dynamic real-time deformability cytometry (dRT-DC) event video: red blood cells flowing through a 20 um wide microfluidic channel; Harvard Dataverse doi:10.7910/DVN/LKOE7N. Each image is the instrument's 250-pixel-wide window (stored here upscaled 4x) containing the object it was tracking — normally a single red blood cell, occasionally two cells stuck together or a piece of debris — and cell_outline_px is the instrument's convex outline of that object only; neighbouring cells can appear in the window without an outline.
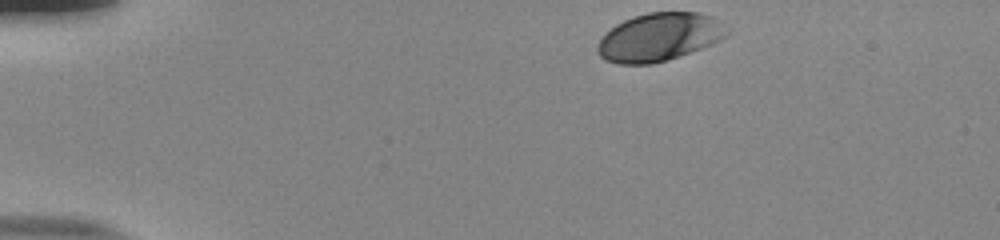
{"species": "human", "species_latin": "Homo sapiens", "temperature_condition": "room temperature", "stored_images_in_passage": 38, "camera_frame_rate_fps": 3000, "um_per_image_px": 0.085, "donor": {"sex": "male"}, "frame": {"image": 1, "passage_image": 1, "time_ms": 0.0, "image_size_px": [1000, 240], "cell_outline_px": [[732, 28], [720, 40], [712, 44], [668, 60], [652, 64], [616, 64], [604, 60], [596, 52], [596, 44], [616, 24], [632, 16], [648, 12], [700, 12], [712, 16]], "centroid_in_image_um": [56.05, 3.15], "position_along_channel_um": 28.9, "area_um2": 36.59}}
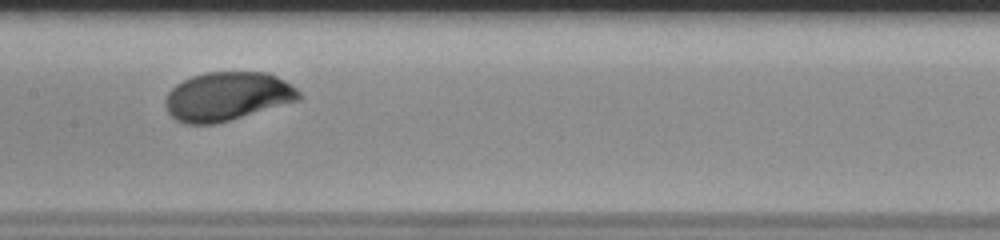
{"frame": {"image": 2, "passage_image": 20, "time_ms": 6.333, "image_size_px": [1000, 240], "cell_outline_px": [[304, 96], [300, 100], [216, 124], [184, 124], [176, 120], [168, 112], [164, 104], [164, 100], [168, 92], [176, 84], [192, 76], [204, 72], [268, 72], [284, 80], [296, 88]], "centroid_in_image_um": [19.31, 8.19], "position_along_channel_um": 188.1, "area_um2": 38.15}}
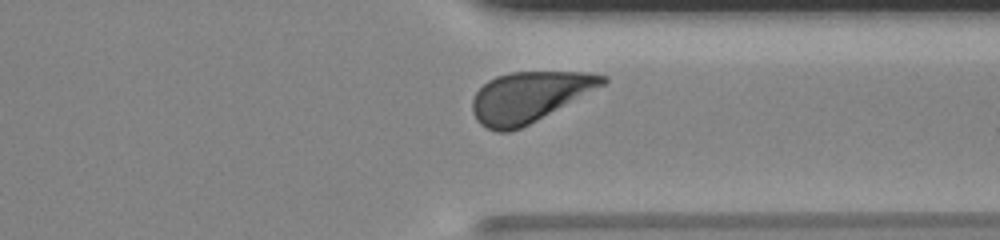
{"frame": {"image": 3, "passage_image": 34, "time_ms": 11.0, "image_size_px": [1000, 240], "cell_outline_px": [[608, 80], [604, 84], [536, 120], [520, 128], [508, 132], [496, 132], [480, 124], [476, 120], [472, 112], [472, 100], [476, 92], [488, 80], [496, 76], [512, 72], [588, 72], [608, 76]], "centroid_in_image_um": [44.94, 8.23], "position_along_channel_um": 366.5, "area_um2": 37.69}, "authors_computed_cell_mechanics": {"area_um2": 37.5411, "velocity_mm_per_s": 3.82, "shape_relaxation_time_tau1_ms": 1.8915, "shape_relaxation_time_tau2_ms": null, "deformation_change_tau1": 0.1184, "deformation_change_tau2": null}}